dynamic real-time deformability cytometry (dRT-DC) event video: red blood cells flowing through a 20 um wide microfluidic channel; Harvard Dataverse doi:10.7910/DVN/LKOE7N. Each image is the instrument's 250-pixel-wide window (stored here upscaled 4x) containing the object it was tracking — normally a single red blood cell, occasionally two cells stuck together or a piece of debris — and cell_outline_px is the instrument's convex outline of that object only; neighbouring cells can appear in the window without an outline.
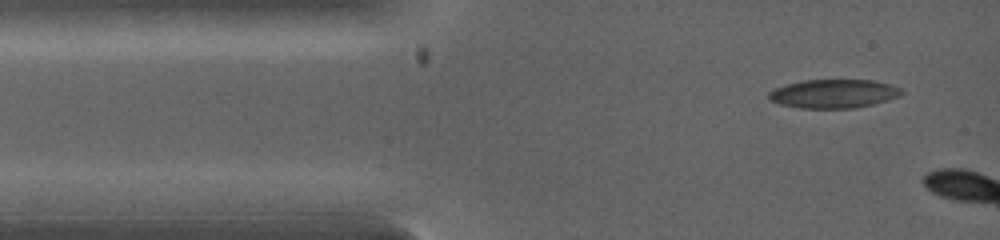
{"species": "common noctule bat (a hibernating species)", "species_latin": "Nyctalus noctula", "temperature_condition": "warm", "stored_images_in_passage": 2, "camera_frame_rate_fps": 5000, "um_per_image_px": 0.085, "animal": {"sex": "female", "body_mass_g": 19.0, "forearm_length_mm": 53.3}, "frame": {"image": 1, "passage_image": 1, "time_ms": 0.0, "image_size_px": [1000, 240], "cell_outline_px": [[904, 92], [900, 96], [888, 100], [856, 108], [800, 108], [780, 104], [768, 100], [768, 92], [772, 88], [784, 84], [800, 80], [872, 80], [888, 84], [900, 88]], "centroid_in_image_um": [70.8, 7.96], "position_along_channel_um": 14.2, "area_um2": 22.43}}